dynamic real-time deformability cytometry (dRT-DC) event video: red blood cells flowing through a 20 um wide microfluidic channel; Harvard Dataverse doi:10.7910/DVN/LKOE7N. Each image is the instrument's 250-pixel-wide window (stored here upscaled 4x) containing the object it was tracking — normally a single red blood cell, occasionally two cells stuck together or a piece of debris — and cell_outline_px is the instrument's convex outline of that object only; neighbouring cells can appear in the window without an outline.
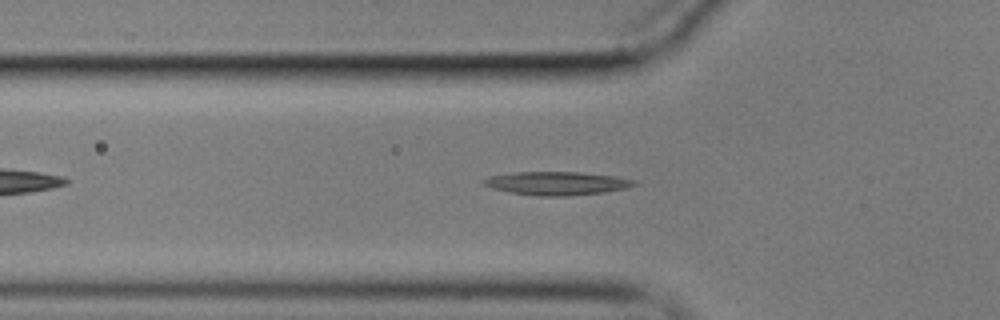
{"species": "common noctule bat (a hibernating species)", "species_latin": "Nyctalus noctula", "temperature_condition": "cold", "stored_images_in_passage": 45, "camera_frame_rate_fps": 3000, "um_per_image_px": 0.085, "animal": {"sex": "male", "body_mass_g": 17.9}, "frame": {"image": 1, "passage_image": 5, "time_ms": 1.333, "image_size_px": [1000, 320], "cell_outline_px": [[636, 184], [624, 188], [604, 192], [564, 196], [540, 196], [508, 192], [492, 188], [484, 184], [480, 180], [488, 176], [512, 172], [580, 172], [616, 176], [636, 180]], "centroid_in_image_um": [47.28, 15.57], "position_along_channel_um": 78.5, "area_um2": 20.52}}
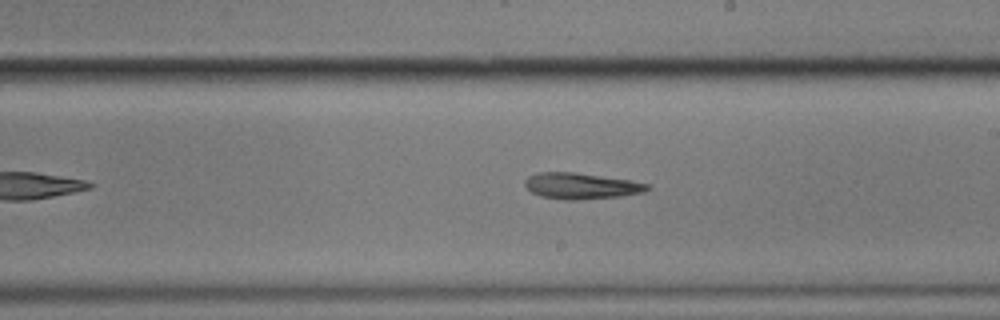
{"frame": {"image": 2, "passage_image": 19, "time_ms": 6.0, "image_size_px": [1000, 320], "cell_outline_px": [[652, 188], [644, 192], [620, 196], [576, 200], [564, 200], [540, 196], [532, 192], [524, 184], [524, 180], [528, 176], [536, 172], [576, 172], [632, 180], [652, 184]], "centroid_in_image_um": [49.43, 15.79], "position_along_channel_um": 239.6, "area_um2": 18.9}}
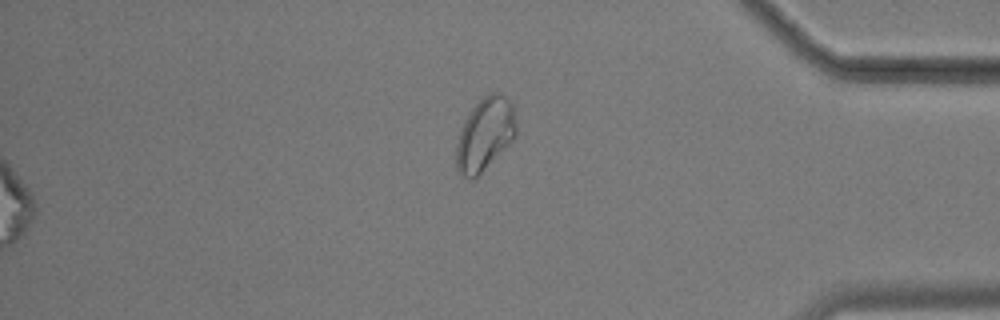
{"frame": {"image": 3, "passage_image": 45, "time_ms": 14.667, "image_size_px": [1000, 320], "cell_outline_px": [[516, 136], [472, 180], [468, 180], [460, 176], [456, 168], [456, 144], [460, 132], [472, 108], [484, 96], [492, 92], [500, 92], [512, 104], [516, 124]], "centroid_in_image_um": [41.2, 11.42], "position_along_channel_um": 394.0, "area_um2": 24.91}}